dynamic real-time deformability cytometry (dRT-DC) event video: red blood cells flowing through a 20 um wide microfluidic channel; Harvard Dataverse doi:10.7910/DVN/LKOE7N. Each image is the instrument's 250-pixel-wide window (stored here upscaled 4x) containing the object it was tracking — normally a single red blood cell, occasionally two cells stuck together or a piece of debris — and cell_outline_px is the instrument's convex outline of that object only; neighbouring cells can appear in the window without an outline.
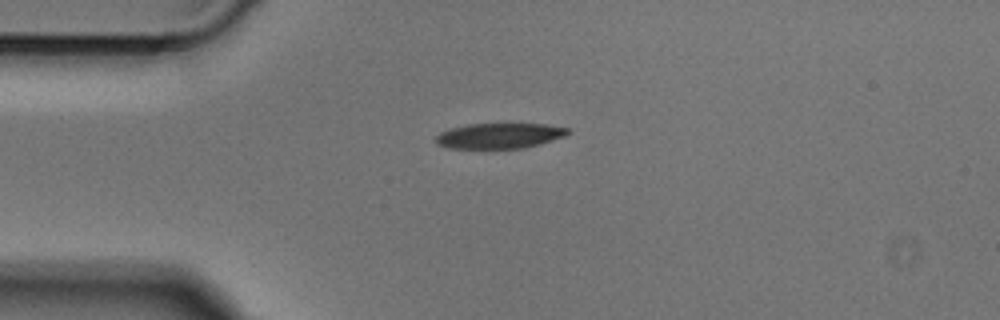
{"species": "Egyptian fruit bat (a non-hibernating species)", "species_latin": "Rousettus aegyptiacus", "temperature_condition": "cold", "stored_images_in_passage": 39, "camera_frame_rate_fps": 3000, "um_per_image_px": 0.085, "animal": {"sex": "male"}, "frame": {"image": 1, "passage_image": 1, "time_ms": 0.0, "image_size_px": [1000, 320], "cell_outline_px": [[572, 132], [564, 136], [540, 144], [524, 148], [448, 148], [436, 144], [436, 136], [440, 132], [452, 128], [468, 124], [544, 124], [568, 128]], "centroid_in_image_um": [42.46, 11.54], "position_along_channel_um": 42.5, "area_um2": 19.42}}
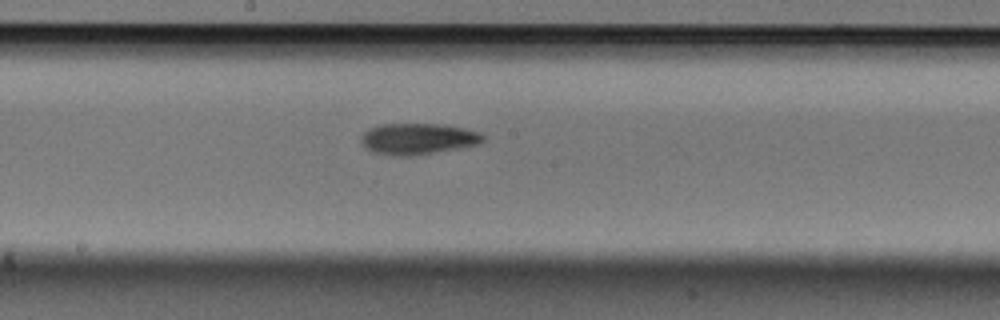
{"frame": {"image": 2, "passage_image": 15, "time_ms": 4.667, "image_size_px": [1000, 320], "cell_outline_px": [[484, 140], [480, 144], [436, 152], [412, 156], [392, 156], [372, 152], [360, 140], [360, 136], [368, 128], [380, 124], [444, 124], [464, 128], [480, 132], [484, 136]], "centroid_in_image_um": [35.52, 11.8], "position_along_channel_um": 212.7, "area_um2": 22.31}}
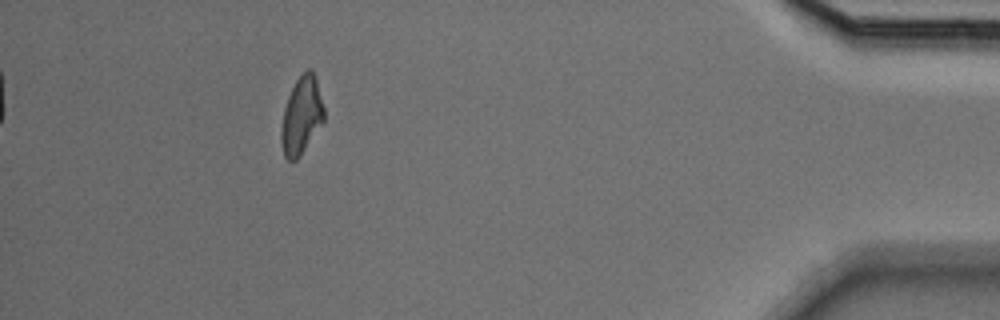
{"frame": {"image": 3, "passage_image": 34, "time_ms": 11.0, "image_size_px": [1000, 320], "cell_outline_px": [[324, 120], [300, 156], [296, 160], [288, 160], [284, 156], [280, 140], [280, 132], [284, 108], [288, 96], [296, 80], [308, 68], [312, 68], [316, 80], [324, 108]], "centroid_in_image_um": [25.61, 9.84], "position_along_channel_um": 409.6, "area_um2": 19.13}}